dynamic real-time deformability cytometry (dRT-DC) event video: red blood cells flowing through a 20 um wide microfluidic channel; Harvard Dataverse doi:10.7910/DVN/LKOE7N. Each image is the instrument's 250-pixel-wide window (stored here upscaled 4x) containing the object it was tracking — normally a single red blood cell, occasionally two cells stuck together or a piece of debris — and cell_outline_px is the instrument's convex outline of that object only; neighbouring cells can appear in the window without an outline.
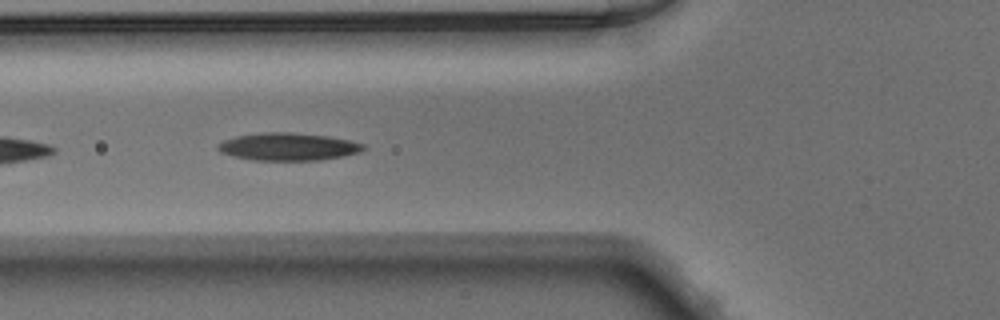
{"species": "Egyptian fruit bat (a non-hibernating species)", "species_latin": "Rousettus aegyptiacus", "temperature_condition": "warm", "stored_images_in_passage": 10, "camera_frame_rate_fps": 3000, "um_per_image_px": 0.085, "animal": {"sex": "male"}, "frame": {"image": 1, "passage_image": 4, "time_ms": 1.0, "image_size_px": [1000, 320], "cell_outline_px": [[364, 148], [360, 152], [344, 156], [320, 160], [256, 160], [236, 156], [220, 152], [216, 148], [216, 144], [224, 140], [236, 136], [260, 132], [292, 132], [328, 136], [352, 140], [364, 144]], "centroid_in_image_um": [24.5, 12.46], "position_along_channel_um": 101.3, "area_um2": 23.47}}
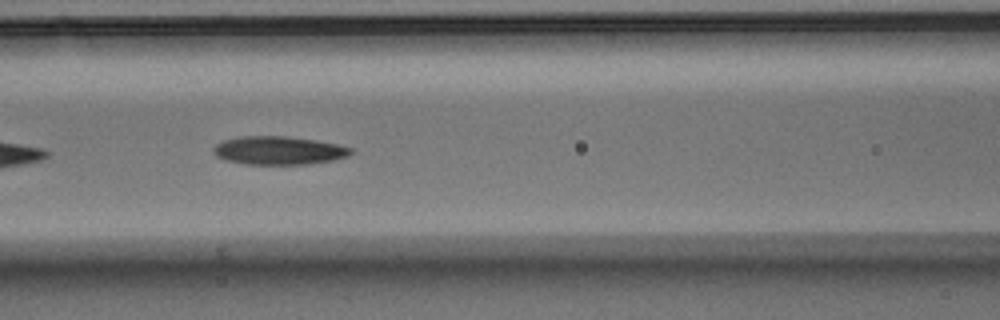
{"frame": {"image": 2, "passage_image": 7, "time_ms": 2.0, "image_size_px": [1000, 320], "cell_outline_px": [[352, 152], [348, 156], [332, 160], [304, 164], [248, 164], [224, 160], [216, 156], [212, 152], [212, 148], [216, 144], [224, 140], [240, 136], [288, 136], [316, 140], [336, 144], [352, 148]], "centroid_in_image_um": [23.65, 12.78], "position_along_channel_um": 143.0, "area_um2": 22.66}}